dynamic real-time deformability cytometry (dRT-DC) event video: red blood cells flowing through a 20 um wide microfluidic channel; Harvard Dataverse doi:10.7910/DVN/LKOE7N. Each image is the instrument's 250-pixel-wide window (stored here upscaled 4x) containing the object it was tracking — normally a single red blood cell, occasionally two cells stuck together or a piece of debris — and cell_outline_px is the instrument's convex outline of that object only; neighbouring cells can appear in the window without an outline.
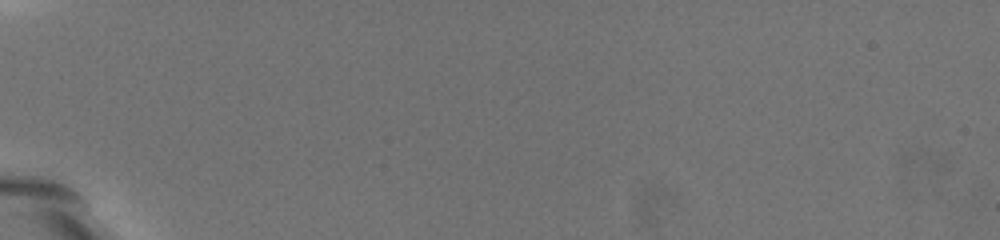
{"species": "common noctule bat (a hibernating species)", "species_latin": "Nyctalus noctula", "temperature_condition": "warm", "stored_images_in_passage": 4, "camera_frame_rate_fps": 3000, "um_per_image_px": 0.085, "animal": {"sex": "female", "body_mass_g": 19.5, "forearm_length_mm": 54.1}, "frame": {"image": 1, "passage_image": 1, "time_ms": 0.0, "image_size_px": [1000, 240], "cell_outline_px": [[268, 224], [252, 216], [200, 168], [192, 160], [188, 148], [184, 132], [188, 124], [192, 124], [200, 128], [240, 156], [256, 176], [260, 184], [268, 216]], "centroid_in_image_um": [19.28, 14.53], "position_along_channel_um": 65.7, "area_um2": 23.99}}